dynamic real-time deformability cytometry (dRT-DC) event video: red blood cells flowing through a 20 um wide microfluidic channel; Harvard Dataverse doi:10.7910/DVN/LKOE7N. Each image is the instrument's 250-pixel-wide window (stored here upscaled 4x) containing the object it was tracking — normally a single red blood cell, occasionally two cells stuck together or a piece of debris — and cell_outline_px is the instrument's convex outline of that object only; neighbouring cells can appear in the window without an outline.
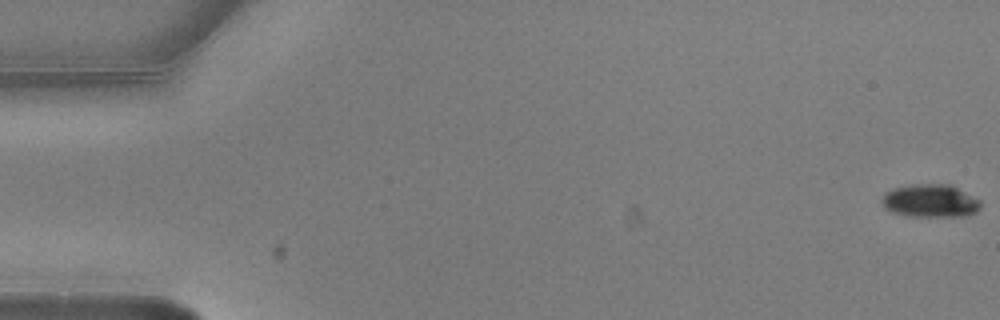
{"species": "common noctule bat (a hibernating species)", "species_latin": "Nyctalus noctula", "temperature_condition": "warm", "stored_images_in_passage": 5, "camera_frame_rate_fps": 3000, "um_per_image_px": 0.085, "animal": {"sex": "male", "body_mass_g": 20.5, "forearm_length_mm": 52.5}, "frame": {"image": 1, "passage_image": 1, "time_ms": 0.0, "image_size_px": [1000, 320], "cell_outline_px": [[980, 208], [976, 212], [968, 216], [908, 216], [892, 212], [884, 208], [880, 200], [884, 192], [892, 188], [912, 184], [948, 184], [980, 200]], "centroid_in_image_um": [79.02, 17.07], "position_along_channel_um": 6.0, "area_um2": 19.07}}
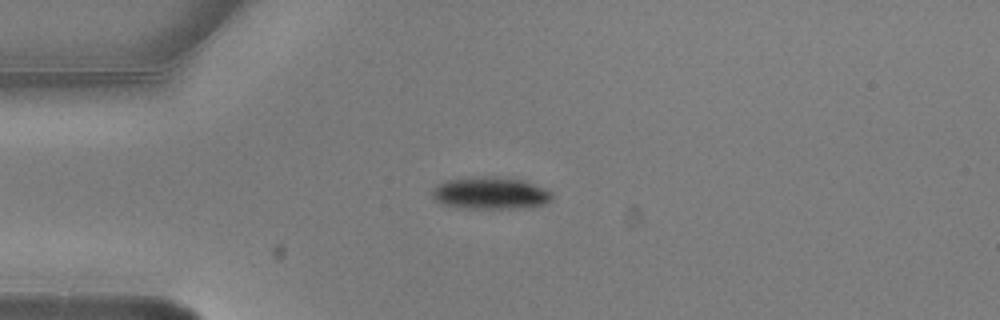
{"frame": {"image": 2, "passage_image": 5, "time_ms": 1.333, "image_size_px": [1000, 320], "cell_outline_px": [[552, 196], [544, 204], [528, 208], [468, 208], [444, 204], [436, 200], [432, 196], [432, 188], [436, 184], [444, 180], [468, 176], [508, 176], [524, 180], [544, 188], [552, 192]], "centroid_in_image_um": [41.67, 16.38], "position_along_channel_um": 43.3, "area_um2": 22.89}}